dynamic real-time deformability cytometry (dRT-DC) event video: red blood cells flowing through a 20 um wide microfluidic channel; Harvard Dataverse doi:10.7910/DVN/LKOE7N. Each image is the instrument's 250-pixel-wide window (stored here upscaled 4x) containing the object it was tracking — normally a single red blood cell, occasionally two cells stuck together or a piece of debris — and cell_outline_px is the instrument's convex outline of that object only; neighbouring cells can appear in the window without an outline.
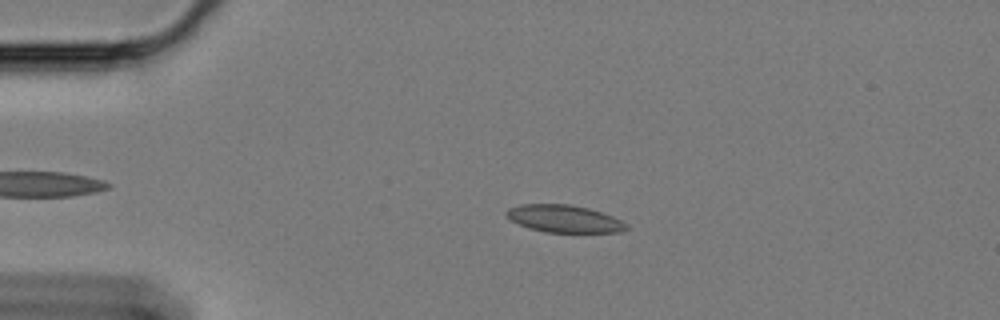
{"species": "Egyptian fruit bat (a non-hibernating species)", "species_latin": "Rousettus aegyptiacus", "temperature_condition": "cold", "stored_images_in_passage": 50, "camera_frame_rate_fps": 3000, "um_per_image_px": 0.085, "animal": {"sex": "female"}, "frame": {"image": 1, "passage_image": 12, "time_ms": 3.667, "image_size_px": [1000, 320], "cell_outline_px": [[628, 228], [620, 232], [544, 232], [528, 228], [512, 220], [504, 212], [508, 208], [520, 204], [568, 204], [588, 208], [612, 216], [628, 224]], "centroid_in_image_um": [47.94, 18.59], "position_along_channel_um": 37.1, "area_um2": 19.02}}
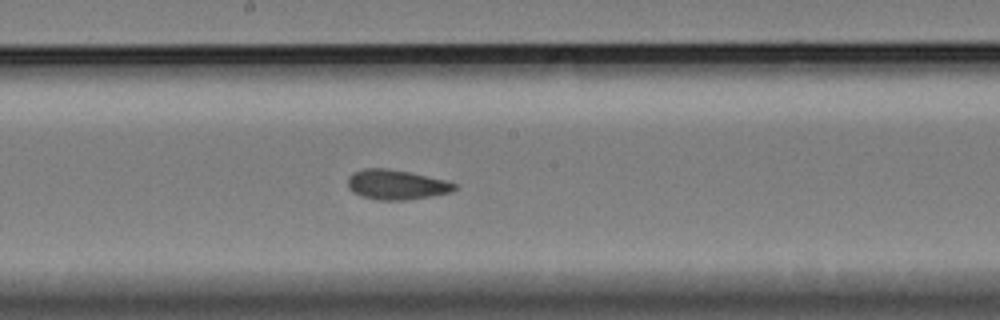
{"frame": {"image": 2, "passage_image": 31, "time_ms": 10.0, "image_size_px": [1000, 320], "cell_outline_px": [[460, 184], [452, 192], [432, 196], [404, 200], [376, 200], [360, 196], [352, 192], [348, 188], [348, 176], [352, 172], [364, 168], [384, 168], [408, 172], [444, 180]], "centroid_in_image_um": [33.67, 15.7], "position_along_channel_um": 214.5, "area_um2": 18.67}}
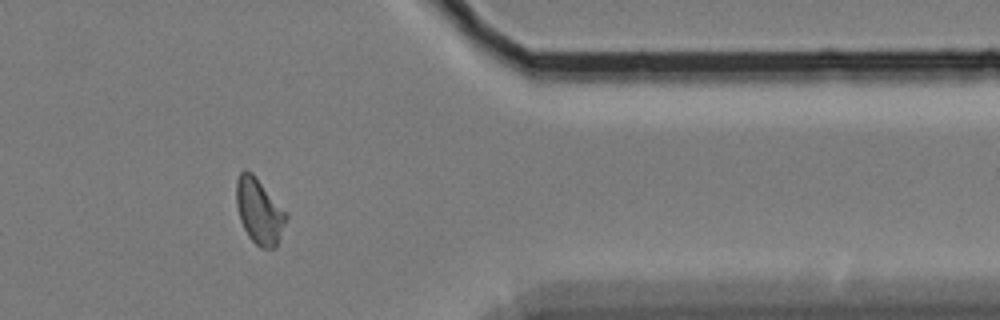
{"frame": {"image": 3, "passage_image": 48, "time_ms": 15.667, "image_size_px": [1000, 320], "cell_outline_px": [[288, 216], [276, 248], [260, 248], [248, 236], [240, 220], [236, 204], [236, 180], [240, 172], [244, 168], [252, 172], [256, 176], [288, 212]], "centroid_in_image_um": [22.04, 17.92], "position_along_channel_um": 389.4, "area_um2": 19.36}, "authors_computed_cell_mechanics": {"area_um2": 18.785, "velocity_mm_per_s": 3.3742, "shape_relaxation_time_tau1_ms": null, "shape_relaxation_time_tau2_ms": 1.621, "deformation_change_tau1": null, "deformation_change_tau2": 0.0605}}